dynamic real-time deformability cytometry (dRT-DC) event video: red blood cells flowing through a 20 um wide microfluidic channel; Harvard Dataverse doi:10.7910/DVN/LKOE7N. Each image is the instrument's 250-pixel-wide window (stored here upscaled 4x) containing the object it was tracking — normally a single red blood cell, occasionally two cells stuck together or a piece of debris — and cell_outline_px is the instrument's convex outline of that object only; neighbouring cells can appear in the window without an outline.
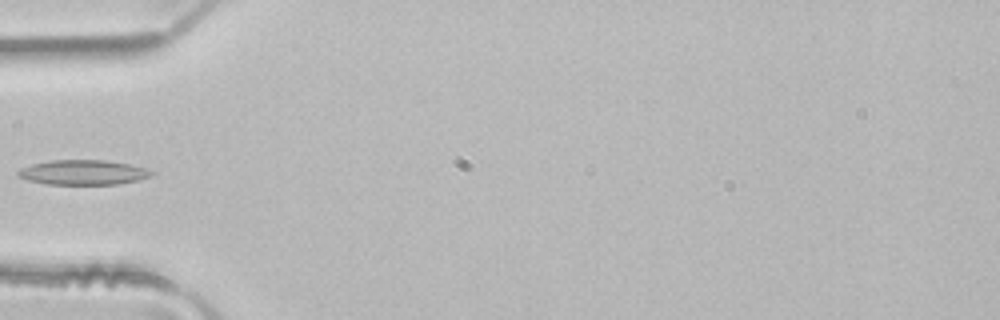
{"species": "common noctule bat (a hibernating species)", "species_latin": "Nyctalus noctula", "temperature_condition": "room temperature", "stored_images_in_passage": 5, "camera_frame_rate_fps": 3000, "um_per_image_px": 0.085, "animal": {"sex": "male", "body_mass_g": 21.5, "forearm_length_mm": 52.0}, "frame": {"image": 1, "passage_image": 5, "time_ms": 1.333, "image_size_px": [1000, 320], "cell_outline_px": [[156, 172], [152, 176], [136, 180], [116, 184], [48, 184], [28, 180], [16, 176], [16, 172], [20, 168], [32, 164], [52, 160], [104, 160], [128, 164], [144, 168]], "centroid_in_image_um": [7.03, 14.65], "position_along_channel_um": 78.0, "area_um2": 19.19}}